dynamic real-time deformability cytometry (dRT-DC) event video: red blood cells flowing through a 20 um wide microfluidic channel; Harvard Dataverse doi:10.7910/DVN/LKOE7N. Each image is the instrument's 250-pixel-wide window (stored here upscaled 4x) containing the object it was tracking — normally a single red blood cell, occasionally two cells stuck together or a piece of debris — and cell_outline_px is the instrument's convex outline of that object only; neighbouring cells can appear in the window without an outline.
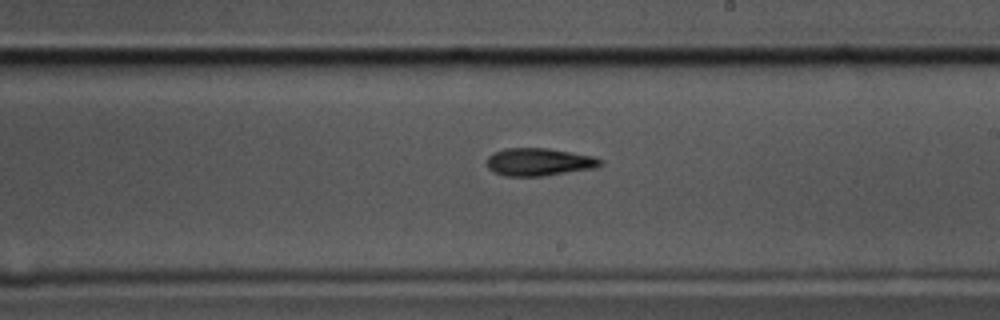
{"species": "common noctule bat (a hibernating species)", "species_latin": "Nyctalus noctula", "temperature_condition": "cold", "stored_images_in_passage": 57, "camera_frame_rate_fps": 3000, "um_per_image_px": 0.085, "animal": {"sex": "male", "body_mass_g": 17.5, "forearm_length_mm": 52.3}, "frame": {"image": 1, "passage_image": 33, "time_ms": 10.667, "image_size_px": [1000, 320], "cell_outline_px": [[604, 164], [596, 168], [544, 176], [504, 176], [488, 168], [488, 156], [492, 152], [504, 148], [548, 148], [592, 156], [604, 160]], "centroid_in_image_um": [45.84, 13.76], "position_along_channel_um": 243.2, "area_um2": 18.44}}
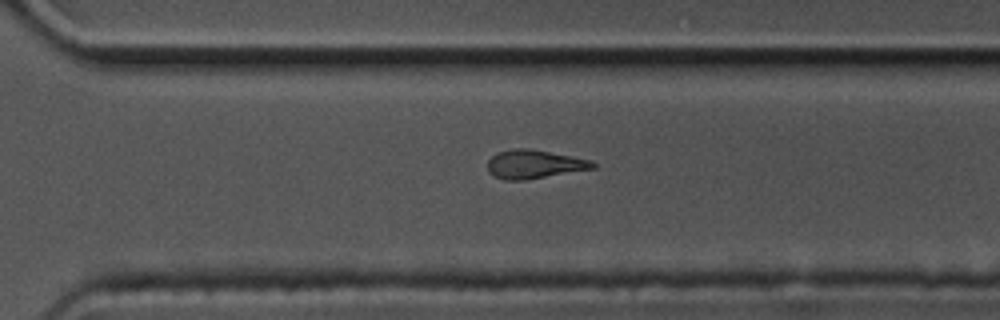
{"frame": {"image": 2, "passage_image": 40, "time_ms": 13.0, "image_size_px": [1000, 320], "cell_outline_px": [[596, 168], [524, 180], [504, 180], [488, 172], [488, 160], [496, 152], [512, 148], [528, 148], [592, 160], [596, 164]], "centroid_in_image_um": [45.4, 13.95], "position_along_channel_um": 325.2, "area_um2": 17.51}}
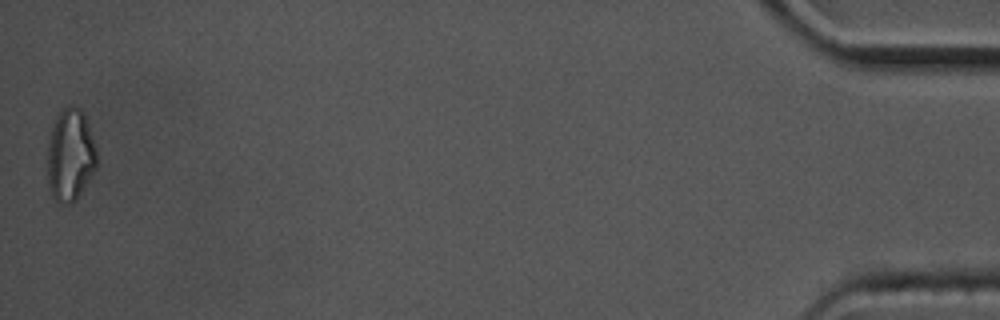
{"frame": {"image": 3, "passage_image": 57, "time_ms": 18.667, "image_size_px": [1000, 320], "cell_outline_px": [[96, 168], [76, 200], [72, 204], [60, 204], [52, 196], [48, 184], [48, 144], [52, 128], [56, 116], [68, 104], [72, 104], [80, 108], [84, 112], [96, 148]], "centroid_in_image_um": [5.98, 13.18], "position_along_channel_um": 429.2, "area_um2": 26.59}, "authors_computed_cell_mechanics": {"area_um2": 18.6694, "velocity_mm_per_s": 3.5207, "shape_relaxation_time_tau1_ms": 3.3294, "shape_relaxation_time_tau2_ms": 10.5711, "deformation_change_tau1": 0.1749, "deformation_change_tau2": 0.2554}}